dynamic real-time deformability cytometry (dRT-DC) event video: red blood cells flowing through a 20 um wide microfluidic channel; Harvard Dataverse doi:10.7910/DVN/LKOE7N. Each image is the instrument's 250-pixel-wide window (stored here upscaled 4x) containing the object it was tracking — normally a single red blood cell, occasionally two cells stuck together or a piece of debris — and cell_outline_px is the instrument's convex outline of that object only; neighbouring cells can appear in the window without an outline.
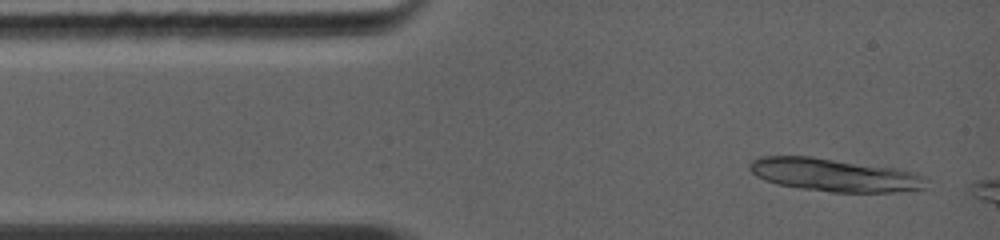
{"species": "common noctule bat (a hibernating species)", "species_latin": "Nyctalus noctula", "temperature_condition": "warm", "stored_images_in_passage": 1, "camera_frame_rate_fps": 5000, "um_per_image_px": 0.085, "animal": {"sex": "female", "body_mass_g": 19.0, "forearm_length_mm": 56.7}, "frame": {"image": 1, "passage_image": 1, "time_ms": 0.0, "image_size_px": [1000, 240], "cell_outline_px": [[924, 188], [912, 192], [832, 192], [800, 188], [776, 184], [764, 180], [756, 176], [752, 172], [752, 160], [764, 156], [808, 156], [904, 172], [916, 176]], "centroid_in_image_um": [70.72, 14.91], "position_along_channel_um": 14.3, "area_um2": 32.08}}